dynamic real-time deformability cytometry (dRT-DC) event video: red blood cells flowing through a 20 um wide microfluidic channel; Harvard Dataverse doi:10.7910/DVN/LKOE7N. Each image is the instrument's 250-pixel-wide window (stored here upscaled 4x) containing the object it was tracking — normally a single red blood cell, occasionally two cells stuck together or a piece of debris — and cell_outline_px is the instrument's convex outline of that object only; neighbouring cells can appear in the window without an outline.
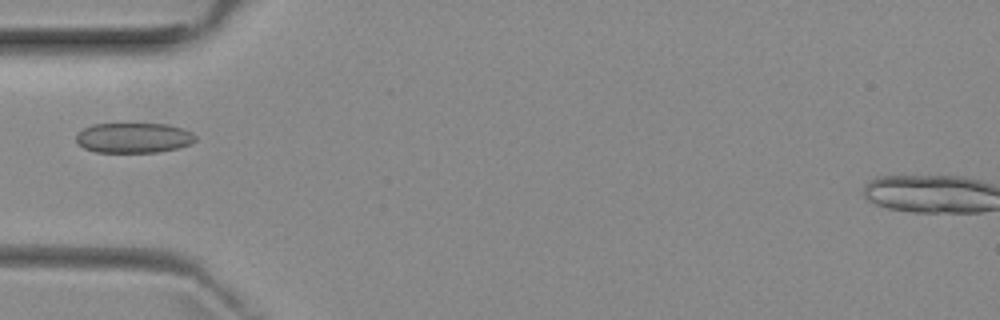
{"species": "common noctule bat (a hibernating species)", "species_latin": "Nyctalus noctula", "temperature_condition": "room temperature", "stored_images_in_passage": 3, "camera_frame_rate_fps": 3000, "um_per_image_px": 0.085, "animal": {"sex": "female", "body_mass_g": 29.2, "forearm_length_mm": 56.3}, "frame": {"image": 1, "passage_image": 3, "time_ms": 2.333, "image_size_px": [1000, 320], "cell_outline_px": [[196, 140], [192, 144], [176, 148], [156, 152], [96, 152], [84, 148], [76, 140], [76, 132], [92, 124], [168, 124], [184, 128], [192, 132], [196, 136]], "centroid_in_image_um": [11.38, 11.71], "position_along_channel_um": 73.6, "area_um2": 21.04}}